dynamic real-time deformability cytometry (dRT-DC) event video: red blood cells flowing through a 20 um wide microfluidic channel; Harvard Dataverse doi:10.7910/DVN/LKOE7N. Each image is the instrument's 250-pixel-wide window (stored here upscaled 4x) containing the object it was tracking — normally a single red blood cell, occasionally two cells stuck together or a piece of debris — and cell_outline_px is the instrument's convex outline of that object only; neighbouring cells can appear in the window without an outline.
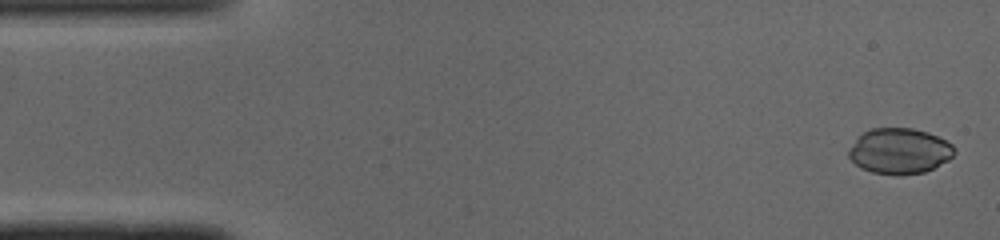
{"species": "common noctule bat (a hibernating species)", "species_latin": "Nyctalus noctula", "temperature_condition": "cold", "stored_images_in_passage": 49, "camera_frame_rate_fps": 3000, "um_per_image_px": 0.085, "animal": {"sex": "male", "body_mass_g": 19.0, "forearm_length_mm": 50.8}, "frame": {"image": 1, "passage_image": 2, "time_ms": 0.333, "image_size_px": [1000, 240], "cell_outline_px": [[956, 152], [948, 160], [924, 172], [872, 172], [856, 164], [848, 156], [848, 148], [864, 132], [872, 128], [912, 128], [928, 132], [952, 144]], "centroid_in_image_um": [76.46, 12.79], "position_along_channel_um": 8.5, "area_um2": 27.17}}
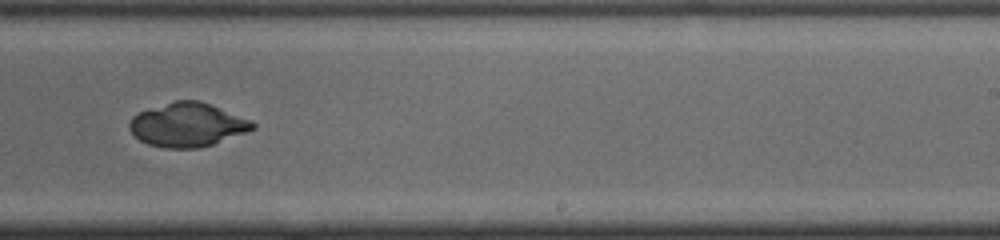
{"frame": {"image": 2, "passage_image": 30, "time_ms": 9.667, "image_size_px": [1000, 240], "cell_outline_px": [[256, 128], [212, 144], [200, 148], [164, 148], [148, 144], [140, 140], [128, 128], [128, 124], [132, 116], [136, 112], [176, 100], [200, 100], [252, 120], [256, 124]], "centroid_in_image_um": [15.91, 10.6], "position_along_channel_um": 273.1, "area_um2": 31.5}}
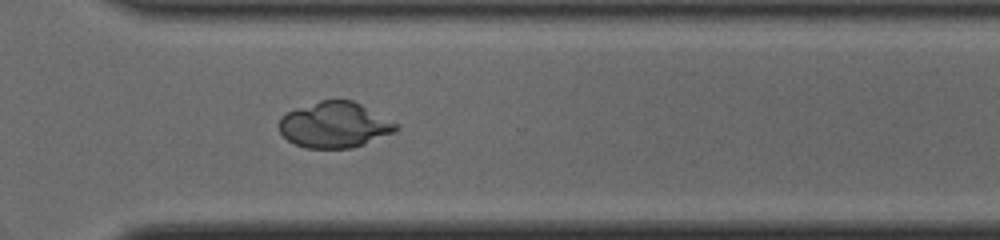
{"frame": {"image": 3, "passage_image": 35, "time_ms": 11.333, "image_size_px": [1000, 240], "cell_outline_px": [[400, 128], [396, 132], [364, 144], [352, 148], [304, 148], [288, 140], [280, 132], [280, 116], [296, 108], [320, 100], [352, 100], [400, 124]], "centroid_in_image_um": [28.47, 10.62], "position_along_channel_um": 342.1, "area_um2": 31.21}}